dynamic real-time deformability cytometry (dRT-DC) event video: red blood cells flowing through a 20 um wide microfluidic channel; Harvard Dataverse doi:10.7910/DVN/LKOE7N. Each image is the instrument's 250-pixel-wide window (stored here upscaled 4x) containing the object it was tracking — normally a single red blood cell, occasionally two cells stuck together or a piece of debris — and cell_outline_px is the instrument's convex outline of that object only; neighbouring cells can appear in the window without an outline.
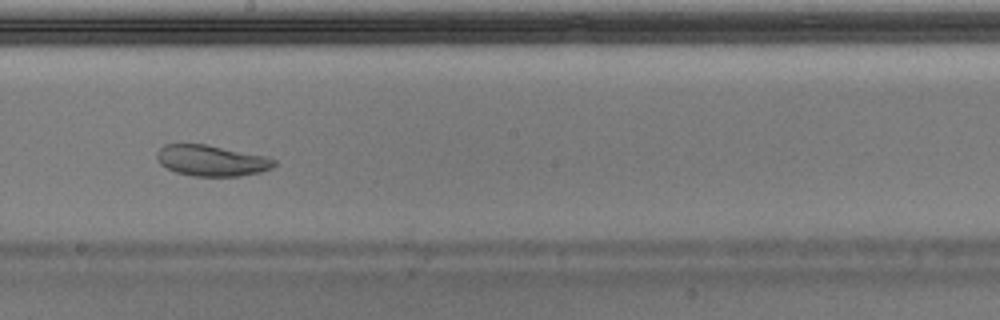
{"species": "Egyptian fruit bat (a non-hibernating species)", "species_latin": "Rousettus aegyptiacus", "temperature_condition": "warm", "stored_images_in_passage": 52, "camera_frame_rate_fps": 3000, "um_per_image_px": 0.085, "animal": {"sex": "male"}, "frame": {"image": 1, "passage_image": 30, "time_ms": 9.667, "image_size_px": [1000, 320], "cell_outline_px": [[276, 164], [272, 168], [260, 172], [240, 176], [192, 176], [176, 172], [160, 164], [156, 156], [156, 152], [164, 144], [208, 144], [264, 156], [276, 160]], "centroid_in_image_um": [17.97, 13.64], "position_along_channel_um": 230.2, "area_um2": 21.15}}